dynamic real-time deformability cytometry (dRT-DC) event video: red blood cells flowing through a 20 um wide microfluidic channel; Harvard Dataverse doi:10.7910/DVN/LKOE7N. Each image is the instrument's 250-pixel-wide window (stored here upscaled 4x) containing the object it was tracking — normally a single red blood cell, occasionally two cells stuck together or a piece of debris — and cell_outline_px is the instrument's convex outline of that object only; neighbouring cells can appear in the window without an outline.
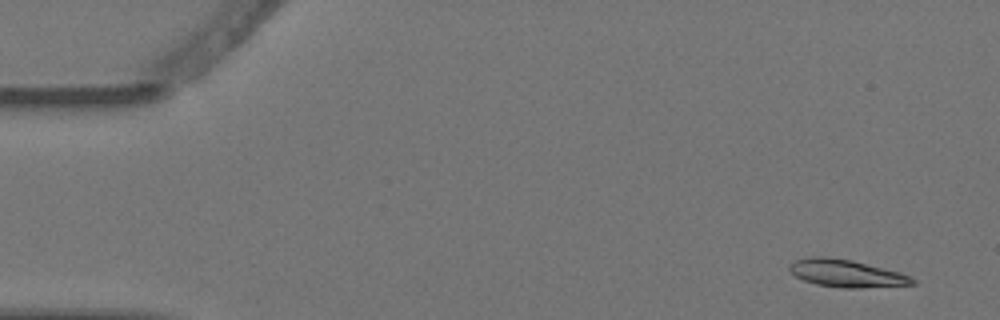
{"species": "Egyptian fruit bat (a non-hibernating species)", "species_latin": "Rousettus aegyptiacus", "temperature_condition": "warm", "stored_images_in_passage": 4, "camera_frame_rate_fps": 3000, "um_per_image_px": 0.085, "animal": {"sex": "female"}, "frame": {"image": 1, "passage_image": 1, "time_ms": 0.0, "image_size_px": [1000, 320], "cell_outline_px": [[916, 284], [860, 288], [844, 288], [816, 284], [804, 280], [796, 276], [788, 268], [796, 260], [808, 256], [824, 256], [852, 260], [900, 272], [916, 280]], "centroid_in_image_um": [71.95, 23.23], "position_along_channel_um": 13.0, "area_um2": 19.54}}
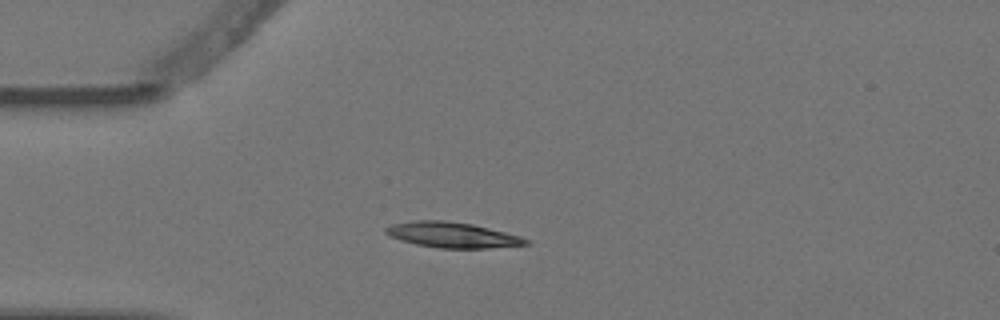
{"frame": {"image": 2, "passage_image": 4, "time_ms": 1.0, "image_size_px": [1000, 320], "cell_outline_px": [[528, 244], [488, 248], [440, 248], [416, 244], [400, 240], [388, 236], [384, 232], [384, 228], [392, 224], [412, 220], [444, 220], [472, 224], [520, 236], [528, 240]], "centroid_in_image_um": [38.37, 19.96], "position_along_channel_um": 46.6, "area_um2": 20.69}}